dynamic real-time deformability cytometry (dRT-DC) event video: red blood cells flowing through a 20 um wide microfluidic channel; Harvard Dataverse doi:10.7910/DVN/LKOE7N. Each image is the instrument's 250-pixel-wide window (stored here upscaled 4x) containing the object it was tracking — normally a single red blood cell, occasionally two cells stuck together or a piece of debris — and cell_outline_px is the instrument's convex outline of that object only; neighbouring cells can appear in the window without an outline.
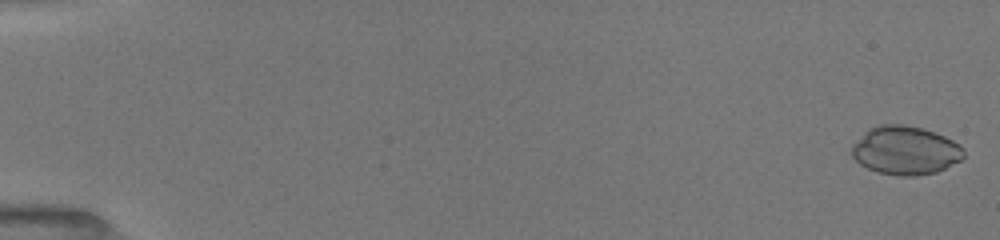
{"species": "common noctule bat (a hibernating species)", "species_latin": "Nyctalus noctula", "temperature_condition": "room temperature", "stored_images_in_passage": 17, "camera_frame_rate_fps": 3000, "um_per_image_px": 0.085, "animal": {"sex": "female", "body_mass_g": 19.5, "forearm_length_mm": 54.1}, "frame": {"image": 1, "passage_image": 1, "time_ms": 0.0, "image_size_px": [1000, 240], "cell_outline_px": [[964, 156], [960, 160], [936, 172], [912, 176], [896, 176], [876, 172], [860, 164], [852, 156], [852, 144], [868, 128], [876, 124], [904, 124], [924, 128], [936, 132], [960, 144], [964, 148]], "centroid_in_image_um": [76.94, 12.77], "position_along_channel_um": 8.1, "area_um2": 31.96}}
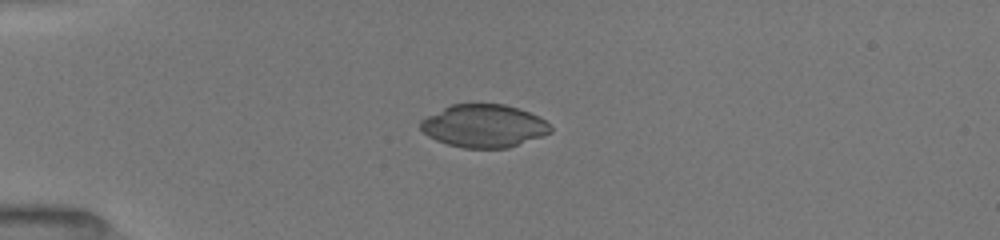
{"frame": {"image": 2, "passage_image": 13, "time_ms": 4.333, "image_size_px": [1000, 240], "cell_outline_px": [[552, 132], [508, 148], [464, 148], [448, 144], [436, 140], [428, 136], [420, 128], [420, 120], [452, 104], [504, 104], [520, 108], [544, 120], [552, 128]], "centroid_in_image_um": [41.12, 10.71], "position_along_channel_um": 43.9, "area_um2": 32.19}}